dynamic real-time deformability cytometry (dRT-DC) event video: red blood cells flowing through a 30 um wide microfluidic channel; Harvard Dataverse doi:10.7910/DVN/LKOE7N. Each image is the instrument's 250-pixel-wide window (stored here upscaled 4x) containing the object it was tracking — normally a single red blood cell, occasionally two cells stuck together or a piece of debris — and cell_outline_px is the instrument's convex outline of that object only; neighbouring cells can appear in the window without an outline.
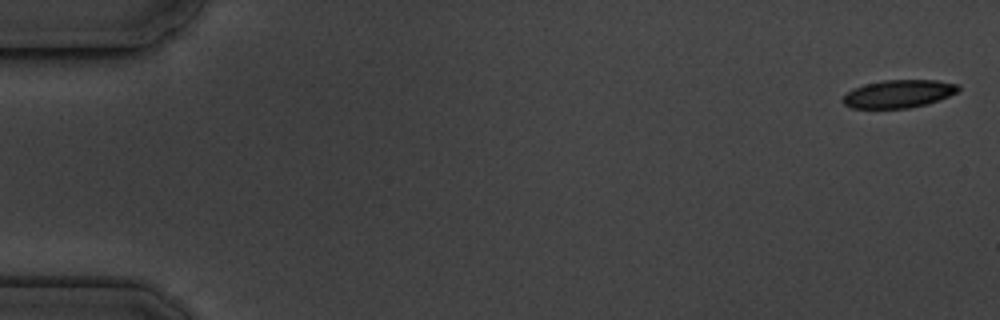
{"species": "common noctule bat (a hibernating species)", "species_latin": "Nyctalus noctula", "temperature_condition": "cold", "stored_images_in_passage": 12, "camera_frame_rate_fps": 3000, "um_per_image_px": 0.085, "animal": {"sex": "male", "body_mass_g": 19.5, "forearm_length_mm": 54.6}, "frame": {"image": 1, "passage_image": 1, "time_ms": 0.0, "image_size_px": [1000, 320], "cell_outline_px": [[960, 88], [956, 92], [948, 96], [924, 104], [908, 108], [852, 108], [844, 104], [840, 100], [852, 88], [864, 84], [884, 80], [936, 80], [956, 84]], "centroid_in_image_um": [76.32, 7.97], "position_along_channel_um": 8.7, "area_um2": 18.55}}
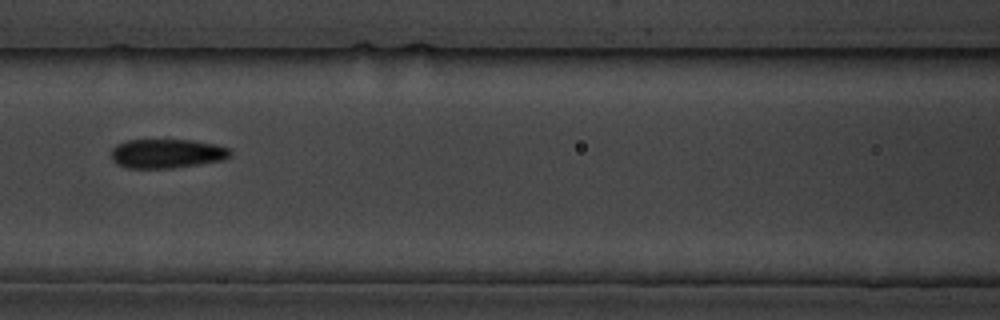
{"frame": {"image": 2, "passage_image": 8, "time_ms": 8.0, "image_size_px": [1000, 320], "cell_outline_px": [[232, 152], [224, 160], [200, 164], [172, 168], [128, 168], [116, 164], [112, 160], [112, 148], [116, 144], [128, 140], [192, 140], [216, 144], [228, 148]], "centroid_in_image_um": [14.17, 13.05], "position_along_channel_um": 152.4, "area_um2": 20.29}}
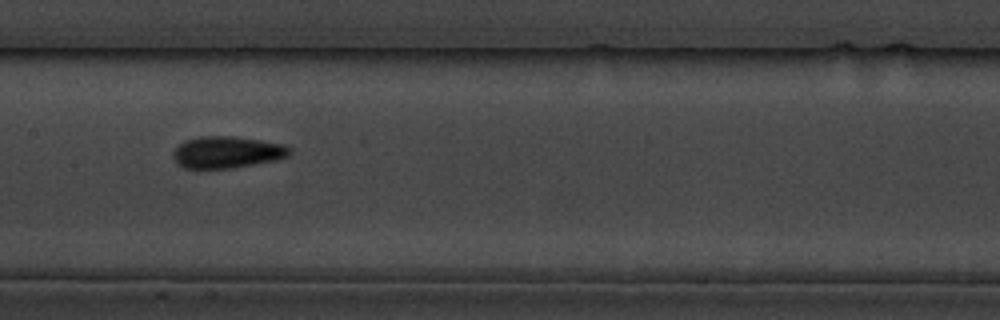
{"frame": {"image": 3, "passage_image": 9, "time_ms": 9.0, "image_size_px": [1000, 320], "cell_outline_px": [[292, 152], [288, 156], [276, 160], [232, 168], [184, 168], [176, 164], [172, 156], [172, 152], [184, 140], [200, 136], [236, 136], [284, 144], [292, 148]], "centroid_in_image_um": [19.29, 12.93], "position_along_channel_um": 188.1, "area_um2": 21.79}}